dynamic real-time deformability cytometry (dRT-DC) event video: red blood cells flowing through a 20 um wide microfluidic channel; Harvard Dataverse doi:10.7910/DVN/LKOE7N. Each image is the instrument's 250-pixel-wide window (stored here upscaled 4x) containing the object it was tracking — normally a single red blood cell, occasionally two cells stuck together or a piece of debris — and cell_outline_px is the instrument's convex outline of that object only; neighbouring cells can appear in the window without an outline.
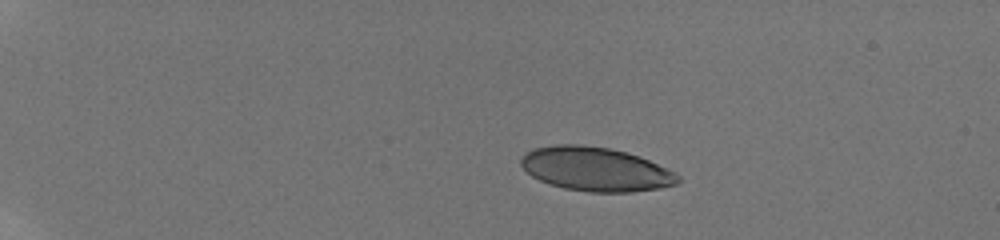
{"species": "human", "species_latin": "Homo sapiens", "temperature_condition": "room temperature", "stored_images_in_passage": 16, "camera_frame_rate_fps": 3000, "um_per_image_px": 0.085, "donor": {"sex": "male"}, "frame": {"image": 1, "passage_image": 1, "time_ms": 0.0, "image_size_px": [1000, 240], "cell_outline_px": [[680, 180], [676, 184], [660, 188], [632, 192], [588, 192], [564, 188], [540, 180], [532, 176], [520, 164], [520, 160], [524, 152], [536, 148], [556, 144], [580, 144], [612, 148], [648, 160], [676, 172], [680, 176]], "centroid_in_image_um": [50.63, 14.37], "position_along_channel_um": 34.4, "area_um2": 40.11}}